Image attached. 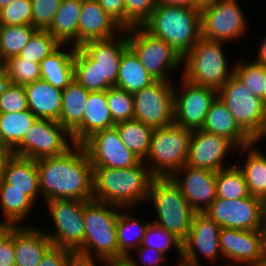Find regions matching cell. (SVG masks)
Returning a JSON list of instances; mask_svg holds the SVG:
<instances>
[{
	"label": "cell",
	"instance_id": "1",
	"mask_svg": "<svg viewBox=\"0 0 266 266\" xmlns=\"http://www.w3.org/2000/svg\"><path fill=\"white\" fill-rule=\"evenodd\" d=\"M43 199L93 200V167L82 145L36 160Z\"/></svg>",
	"mask_w": 266,
	"mask_h": 266
},
{
	"label": "cell",
	"instance_id": "2",
	"mask_svg": "<svg viewBox=\"0 0 266 266\" xmlns=\"http://www.w3.org/2000/svg\"><path fill=\"white\" fill-rule=\"evenodd\" d=\"M154 177L144 161L123 169L93 167V199L120 208H135L147 202Z\"/></svg>",
	"mask_w": 266,
	"mask_h": 266
},
{
	"label": "cell",
	"instance_id": "3",
	"mask_svg": "<svg viewBox=\"0 0 266 266\" xmlns=\"http://www.w3.org/2000/svg\"><path fill=\"white\" fill-rule=\"evenodd\" d=\"M142 27L152 36L164 40L182 57L201 36L199 8H185L159 3Z\"/></svg>",
	"mask_w": 266,
	"mask_h": 266
},
{
	"label": "cell",
	"instance_id": "4",
	"mask_svg": "<svg viewBox=\"0 0 266 266\" xmlns=\"http://www.w3.org/2000/svg\"><path fill=\"white\" fill-rule=\"evenodd\" d=\"M120 208L97 200L84 201V245L79 251L99 261L125 257L118 249L117 221Z\"/></svg>",
	"mask_w": 266,
	"mask_h": 266
},
{
	"label": "cell",
	"instance_id": "5",
	"mask_svg": "<svg viewBox=\"0 0 266 266\" xmlns=\"http://www.w3.org/2000/svg\"><path fill=\"white\" fill-rule=\"evenodd\" d=\"M148 202L156 210L154 224L165 228L182 242L187 238L196 211L190 206L179 186L171 177H154Z\"/></svg>",
	"mask_w": 266,
	"mask_h": 266
},
{
	"label": "cell",
	"instance_id": "6",
	"mask_svg": "<svg viewBox=\"0 0 266 266\" xmlns=\"http://www.w3.org/2000/svg\"><path fill=\"white\" fill-rule=\"evenodd\" d=\"M222 43L201 37L183 56L185 65L181 77L192 84L219 90L234 74L233 67L228 69Z\"/></svg>",
	"mask_w": 266,
	"mask_h": 266
},
{
	"label": "cell",
	"instance_id": "7",
	"mask_svg": "<svg viewBox=\"0 0 266 266\" xmlns=\"http://www.w3.org/2000/svg\"><path fill=\"white\" fill-rule=\"evenodd\" d=\"M192 132L175 123L153 129L144 163L155 177H170L186 164Z\"/></svg>",
	"mask_w": 266,
	"mask_h": 266
},
{
	"label": "cell",
	"instance_id": "8",
	"mask_svg": "<svg viewBox=\"0 0 266 266\" xmlns=\"http://www.w3.org/2000/svg\"><path fill=\"white\" fill-rule=\"evenodd\" d=\"M239 127L253 140L266 137V105L254 95L234 74L218 90Z\"/></svg>",
	"mask_w": 266,
	"mask_h": 266
},
{
	"label": "cell",
	"instance_id": "9",
	"mask_svg": "<svg viewBox=\"0 0 266 266\" xmlns=\"http://www.w3.org/2000/svg\"><path fill=\"white\" fill-rule=\"evenodd\" d=\"M128 46L155 80L172 82L167 76L182 64L183 57L168 43L147 32L142 26L126 29Z\"/></svg>",
	"mask_w": 266,
	"mask_h": 266
},
{
	"label": "cell",
	"instance_id": "10",
	"mask_svg": "<svg viewBox=\"0 0 266 266\" xmlns=\"http://www.w3.org/2000/svg\"><path fill=\"white\" fill-rule=\"evenodd\" d=\"M67 138L70 139L71 144ZM74 145L71 133L58 121L37 119L12 153L37 160L62 155Z\"/></svg>",
	"mask_w": 266,
	"mask_h": 266
},
{
	"label": "cell",
	"instance_id": "11",
	"mask_svg": "<svg viewBox=\"0 0 266 266\" xmlns=\"http://www.w3.org/2000/svg\"><path fill=\"white\" fill-rule=\"evenodd\" d=\"M54 231H44L53 246L79 252L84 245V201L52 199L46 201Z\"/></svg>",
	"mask_w": 266,
	"mask_h": 266
},
{
	"label": "cell",
	"instance_id": "12",
	"mask_svg": "<svg viewBox=\"0 0 266 266\" xmlns=\"http://www.w3.org/2000/svg\"><path fill=\"white\" fill-rule=\"evenodd\" d=\"M237 0H215L200 9L201 36L211 41L238 40L246 33L245 14Z\"/></svg>",
	"mask_w": 266,
	"mask_h": 266
},
{
	"label": "cell",
	"instance_id": "13",
	"mask_svg": "<svg viewBox=\"0 0 266 266\" xmlns=\"http://www.w3.org/2000/svg\"><path fill=\"white\" fill-rule=\"evenodd\" d=\"M134 119L153 128L174 123V84L156 80L133 93Z\"/></svg>",
	"mask_w": 266,
	"mask_h": 266
},
{
	"label": "cell",
	"instance_id": "14",
	"mask_svg": "<svg viewBox=\"0 0 266 266\" xmlns=\"http://www.w3.org/2000/svg\"><path fill=\"white\" fill-rule=\"evenodd\" d=\"M181 82V89L174 85V123L191 131L199 130L212 102L218 96V90L192 84L183 77Z\"/></svg>",
	"mask_w": 266,
	"mask_h": 266
},
{
	"label": "cell",
	"instance_id": "15",
	"mask_svg": "<svg viewBox=\"0 0 266 266\" xmlns=\"http://www.w3.org/2000/svg\"><path fill=\"white\" fill-rule=\"evenodd\" d=\"M204 213L221 228L262 230L261 200L255 196L235 200L216 197Z\"/></svg>",
	"mask_w": 266,
	"mask_h": 266
},
{
	"label": "cell",
	"instance_id": "16",
	"mask_svg": "<svg viewBox=\"0 0 266 266\" xmlns=\"http://www.w3.org/2000/svg\"><path fill=\"white\" fill-rule=\"evenodd\" d=\"M221 227L204 212H196L187 238L182 242V266H201L199 252L205 259L217 261Z\"/></svg>",
	"mask_w": 266,
	"mask_h": 266
},
{
	"label": "cell",
	"instance_id": "17",
	"mask_svg": "<svg viewBox=\"0 0 266 266\" xmlns=\"http://www.w3.org/2000/svg\"><path fill=\"white\" fill-rule=\"evenodd\" d=\"M82 146L89 156L92 167L123 169L135 166L141 162L122 143L115 126L93 134Z\"/></svg>",
	"mask_w": 266,
	"mask_h": 266
},
{
	"label": "cell",
	"instance_id": "18",
	"mask_svg": "<svg viewBox=\"0 0 266 266\" xmlns=\"http://www.w3.org/2000/svg\"><path fill=\"white\" fill-rule=\"evenodd\" d=\"M219 246L222 258L237 265L259 266L266 253L262 230L221 228Z\"/></svg>",
	"mask_w": 266,
	"mask_h": 266
},
{
	"label": "cell",
	"instance_id": "19",
	"mask_svg": "<svg viewBox=\"0 0 266 266\" xmlns=\"http://www.w3.org/2000/svg\"><path fill=\"white\" fill-rule=\"evenodd\" d=\"M237 146L228 138L204 130L192 132L186 164L211 172L224 169L227 152Z\"/></svg>",
	"mask_w": 266,
	"mask_h": 266
},
{
	"label": "cell",
	"instance_id": "20",
	"mask_svg": "<svg viewBox=\"0 0 266 266\" xmlns=\"http://www.w3.org/2000/svg\"><path fill=\"white\" fill-rule=\"evenodd\" d=\"M118 34L109 39L90 40L80 46L99 67L100 91L116 85L122 53L129 47L126 30Z\"/></svg>",
	"mask_w": 266,
	"mask_h": 266
},
{
	"label": "cell",
	"instance_id": "21",
	"mask_svg": "<svg viewBox=\"0 0 266 266\" xmlns=\"http://www.w3.org/2000/svg\"><path fill=\"white\" fill-rule=\"evenodd\" d=\"M170 177L196 212H205L217 197L215 172L185 164Z\"/></svg>",
	"mask_w": 266,
	"mask_h": 266
},
{
	"label": "cell",
	"instance_id": "22",
	"mask_svg": "<svg viewBox=\"0 0 266 266\" xmlns=\"http://www.w3.org/2000/svg\"><path fill=\"white\" fill-rule=\"evenodd\" d=\"M122 30L97 0H82L78 22V47L90 40L115 37Z\"/></svg>",
	"mask_w": 266,
	"mask_h": 266
},
{
	"label": "cell",
	"instance_id": "23",
	"mask_svg": "<svg viewBox=\"0 0 266 266\" xmlns=\"http://www.w3.org/2000/svg\"><path fill=\"white\" fill-rule=\"evenodd\" d=\"M116 124L107 101V90L89 92L82 122L71 132L73 142L82 145L93 134Z\"/></svg>",
	"mask_w": 266,
	"mask_h": 266
},
{
	"label": "cell",
	"instance_id": "24",
	"mask_svg": "<svg viewBox=\"0 0 266 266\" xmlns=\"http://www.w3.org/2000/svg\"><path fill=\"white\" fill-rule=\"evenodd\" d=\"M0 189L21 190L35 202L41 194L36 160L12 155L3 169Z\"/></svg>",
	"mask_w": 266,
	"mask_h": 266
},
{
	"label": "cell",
	"instance_id": "25",
	"mask_svg": "<svg viewBox=\"0 0 266 266\" xmlns=\"http://www.w3.org/2000/svg\"><path fill=\"white\" fill-rule=\"evenodd\" d=\"M14 227V259L16 266H38L53 246L44 230L26 226Z\"/></svg>",
	"mask_w": 266,
	"mask_h": 266
},
{
	"label": "cell",
	"instance_id": "26",
	"mask_svg": "<svg viewBox=\"0 0 266 266\" xmlns=\"http://www.w3.org/2000/svg\"><path fill=\"white\" fill-rule=\"evenodd\" d=\"M28 109L38 119L58 121L63 90L40 79L25 85Z\"/></svg>",
	"mask_w": 266,
	"mask_h": 266
},
{
	"label": "cell",
	"instance_id": "27",
	"mask_svg": "<svg viewBox=\"0 0 266 266\" xmlns=\"http://www.w3.org/2000/svg\"><path fill=\"white\" fill-rule=\"evenodd\" d=\"M201 130L228 138L237 146V149L254 142L239 127L219 96L212 102Z\"/></svg>",
	"mask_w": 266,
	"mask_h": 266
},
{
	"label": "cell",
	"instance_id": "28",
	"mask_svg": "<svg viewBox=\"0 0 266 266\" xmlns=\"http://www.w3.org/2000/svg\"><path fill=\"white\" fill-rule=\"evenodd\" d=\"M61 45L56 51L40 62L41 79L54 87L65 89L74 79V53L75 48L69 52L61 50Z\"/></svg>",
	"mask_w": 266,
	"mask_h": 266
},
{
	"label": "cell",
	"instance_id": "29",
	"mask_svg": "<svg viewBox=\"0 0 266 266\" xmlns=\"http://www.w3.org/2000/svg\"><path fill=\"white\" fill-rule=\"evenodd\" d=\"M155 81L141 64L139 57L128 47L122 53L120 59L119 73L115 87L133 94L150 86Z\"/></svg>",
	"mask_w": 266,
	"mask_h": 266
},
{
	"label": "cell",
	"instance_id": "30",
	"mask_svg": "<svg viewBox=\"0 0 266 266\" xmlns=\"http://www.w3.org/2000/svg\"><path fill=\"white\" fill-rule=\"evenodd\" d=\"M82 0H62L48 30L62 45L73 41L78 47V22Z\"/></svg>",
	"mask_w": 266,
	"mask_h": 266
},
{
	"label": "cell",
	"instance_id": "31",
	"mask_svg": "<svg viewBox=\"0 0 266 266\" xmlns=\"http://www.w3.org/2000/svg\"><path fill=\"white\" fill-rule=\"evenodd\" d=\"M90 91H87L75 79L63 89L62 107L59 124L70 133L82 122L85 105Z\"/></svg>",
	"mask_w": 266,
	"mask_h": 266
},
{
	"label": "cell",
	"instance_id": "32",
	"mask_svg": "<svg viewBox=\"0 0 266 266\" xmlns=\"http://www.w3.org/2000/svg\"><path fill=\"white\" fill-rule=\"evenodd\" d=\"M258 141L240 148L242 153L249 150L244 165L236 164L242 171L244 179L248 187L249 194L258 198H262L266 193V154L260 149H254ZM254 146V147H253Z\"/></svg>",
	"mask_w": 266,
	"mask_h": 266
},
{
	"label": "cell",
	"instance_id": "33",
	"mask_svg": "<svg viewBox=\"0 0 266 266\" xmlns=\"http://www.w3.org/2000/svg\"><path fill=\"white\" fill-rule=\"evenodd\" d=\"M115 127L122 143L141 161H144L150 148V140L154 128L136 119L119 122Z\"/></svg>",
	"mask_w": 266,
	"mask_h": 266
},
{
	"label": "cell",
	"instance_id": "34",
	"mask_svg": "<svg viewBox=\"0 0 266 266\" xmlns=\"http://www.w3.org/2000/svg\"><path fill=\"white\" fill-rule=\"evenodd\" d=\"M38 118L30 110L0 114V142L13 150Z\"/></svg>",
	"mask_w": 266,
	"mask_h": 266
},
{
	"label": "cell",
	"instance_id": "35",
	"mask_svg": "<svg viewBox=\"0 0 266 266\" xmlns=\"http://www.w3.org/2000/svg\"><path fill=\"white\" fill-rule=\"evenodd\" d=\"M126 212L128 211L120 212L117 221L118 249L124 256L132 255L131 251L142 244L145 231L150 223L135 219Z\"/></svg>",
	"mask_w": 266,
	"mask_h": 266
},
{
	"label": "cell",
	"instance_id": "36",
	"mask_svg": "<svg viewBox=\"0 0 266 266\" xmlns=\"http://www.w3.org/2000/svg\"><path fill=\"white\" fill-rule=\"evenodd\" d=\"M216 196L226 200L250 196L246 180L236 163L216 172Z\"/></svg>",
	"mask_w": 266,
	"mask_h": 266
},
{
	"label": "cell",
	"instance_id": "37",
	"mask_svg": "<svg viewBox=\"0 0 266 266\" xmlns=\"http://www.w3.org/2000/svg\"><path fill=\"white\" fill-rule=\"evenodd\" d=\"M34 201L21 190L0 189V206L5 220L12 222L15 226L30 214Z\"/></svg>",
	"mask_w": 266,
	"mask_h": 266
},
{
	"label": "cell",
	"instance_id": "38",
	"mask_svg": "<svg viewBox=\"0 0 266 266\" xmlns=\"http://www.w3.org/2000/svg\"><path fill=\"white\" fill-rule=\"evenodd\" d=\"M36 31L32 25L0 26V55L3 60L17 56Z\"/></svg>",
	"mask_w": 266,
	"mask_h": 266
},
{
	"label": "cell",
	"instance_id": "39",
	"mask_svg": "<svg viewBox=\"0 0 266 266\" xmlns=\"http://www.w3.org/2000/svg\"><path fill=\"white\" fill-rule=\"evenodd\" d=\"M74 79L87 91H100V71L95 61L79 46L74 53Z\"/></svg>",
	"mask_w": 266,
	"mask_h": 266
},
{
	"label": "cell",
	"instance_id": "40",
	"mask_svg": "<svg viewBox=\"0 0 266 266\" xmlns=\"http://www.w3.org/2000/svg\"><path fill=\"white\" fill-rule=\"evenodd\" d=\"M62 44L49 32L37 30L18 54L30 62L39 63Z\"/></svg>",
	"mask_w": 266,
	"mask_h": 266
},
{
	"label": "cell",
	"instance_id": "41",
	"mask_svg": "<svg viewBox=\"0 0 266 266\" xmlns=\"http://www.w3.org/2000/svg\"><path fill=\"white\" fill-rule=\"evenodd\" d=\"M6 81L23 85L41 79L40 64L25 60L19 55L5 61Z\"/></svg>",
	"mask_w": 266,
	"mask_h": 266
},
{
	"label": "cell",
	"instance_id": "42",
	"mask_svg": "<svg viewBox=\"0 0 266 266\" xmlns=\"http://www.w3.org/2000/svg\"><path fill=\"white\" fill-rule=\"evenodd\" d=\"M234 75L249 89L264 101L266 85V66L256 62H237L233 66Z\"/></svg>",
	"mask_w": 266,
	"mask_h": 266
},
{
	"label": "cell",
	"instance_id": "43",
	"mask_svg": "<svg viewBox=\"0 0 266 266\" xmlns=\"http://www.w3.org/2000/svg\"><path fill=\"white\" fill-rule=\"evenodd\" d=\"M141 246L147 248H154L157 251L167 254V251L174 246L176 252L179 253L180 260L178 265L181 264L182 260V241L179 240L175 235L168 232L165 228H162L152 222L149 223Z\"/></svg>",
	"mask_w": 266,
	"mask_h": 266
},
{
	"label": "cell",
	"instance_id": "44",
	"mask_svg": "<svg viewBox=\"0 0 266 266\" xmlns=\"http://www.w3.org/2000/svg\"><path fill=\"white\" fill-rule=\"evenodd\" d=\"M107 101L115 124L134 119L132 93L112 86L107 90Z\"/></svg>",
	"mask_w": 266,
	"mask_h": 266
},
{
	"label": "cell",
	"instance_id": "45",
	"mask_svg": "<svg viewBox=\"0 0 266 266\" xmlns=\"http://www.w3.org/2000/svg\"><path fill=\"white\" fill-rule=\"evenodd\" d=\"M32 0H13L0 9V26L32 25Z\"/></svg>",
	"mask_w": 266,
	"mask_h": 266
},
{
	"label": "cell",
	"instance_id": "46",
	"mask_svg": "<svg viewBox=\"0 0 266 266\" xmlns=\"http://www.w3.org/2000/svg\"><path fill=\"white\" fill-rule=\"evenodd\" d=\"M25 110H29L25 86L6 81L0 91V114Z\"/></svg>",
	"mask_w": 266,
	"mask_h": 266
},
{
	"label": "cell",
	"instance_id": "47",
	"mask_svg": "<svg viewBox=\"0 0 266 266\" xmlns=\"http://www.w3.org/2000/svg\"><path fill=\"white\" fill-rule=\"evenodd\" d=\"M158 4L159 0H125V30L142 26Z\"/></svg>",
	"mask_w": 266,
	"mask_h": 266
},
{
	"label": "cell",
	"instance_id": "48",
	"mask_svg": "<svg viewBox=\"0 0 266 266\" xmlns=\"http://www.w3.org/2000/svg\"><path fill=\"white\" fill-rule=\"evenodd\" d=\"M62 0H32V26L48 31Z\"/></svg>",
	"mask_w": 266,
	"mask_h": 266
},
{
	"label": "cell",
	"instance_id": "49",
	"mask_svg": "<svg viewBox=\"0 0 266 266\" xmlns=\"http://www.w3.org/2000/svg\"><path fill=\"white\" fill-rule=\"evenodd\" d=\"M105 12L125 30V0H97Z\"/></svg>",
	"mask_w": 266,
	"mask_h": 266
},
{
	"label": "cell",
	"instance_id": "50",
	"mask_svg": "<svg viewBox=\"0 0 266 266\" xmlns=\"http://www.w3.org/2000/svg\"><path fill=\"white\" fill-rule=\"evenodd\" d=\"M72 250L52 246L42 257L38 266H65L66 260Z\"/></svg>",
	"mask_w": 266,
	"mask_h": 266
},
{
	"label": "cell",
	"instance_id": "51",
	"mask_svg": "<svg viewBox=\"0 0 266 266\" xmlns=\"http://www.w3.org/2000/svg\"><path fill=\"white\" fill-rule=\"evenodd\" d=\"M134 250L137 251L138 260H140L141 261L140 263L141 264L143 263L144 266L145 265L162 266V263L164 261H167V257L163 253L157 251L154 248H147V247H143L140 245L138 248ZM149 252L155 253V254H152L153 255L152 256L149 254Z\"/></svg>",
	"mask_w": 266,
	"mask_h": 266
},
{
	"label": "cell",
	"instance_id": "52",
	"mask_svg": "<svg viewBox=\"0 0 266 266\" xmlns=\"http://www.w3.org/2000/svg\"><path fill=\"white\" fill-rule=\"evenodd\" d=\"M0 266H16L14 259V228L0 243Z\"/></svg>",
	"mask_w": 266,
	"mask_h": 266
},
{
	"label": "cell",
	"instance_id": "53",
	"mask_svg": "<svg viewBox=\"0 0 266 266\" xmlns=\"http://www.w3.org/2000/svg\"><path fill=\"white\" fill-rule=\"evenodd\" d=\"M97 262L93 256L72 251L65 263V266H96Z\"/></svg>",
	"mask_w": 266,
	"mask_h": 266
},
{
	"label": "cell",
	"instance_id": "54",
	"mask_svg": "<svg viewBox=\"0 0 266 266\" xmlns=\"http://www.w3.org/2000/svg\"><path fill=\"white\" fill-rule=\"evenodd\" d=\"M105 264L108 266H141L139 261L128 255L122 258L106 259Z\"/></svg>",
	"mask_w": 266,
	"mask_h": 266
},
{
	"label": "cell",
	"instance_id": "55",
	"mask_svg": "<svg viewBox=\"0 0 266 266\" xmlns=\"http://www.w3.org/2000/svg\"><path fill=\"white\" fill-rule=\"evenodd\" d=\"M13 155L12 150L6 145L0 142V178L2 177L3 169L7 160Z\"/></svg>",
	"mask_w": 266,
	"mask_h": 266
},
{
	"label": "cell",
	"instance_id": "56",
	"mask_svg": "<svg viewBox=\"0 0 266 266\" xmlns=\"http://www.w3.org/2000/svg\"><path fill=\"white\" fill-rule=\"evenodd\" d=\"M15 227V225L4 219V221H0V243L9 236L12 229Z\"/></svg>",
	"mask_w": 266,
	"mask_h": 266
},
{
	"label": "cell",
	"instance_id": "57",
	"mask_svg": "<svg viewBox=\"0 0 266 266\" xmlns=\"http://www.w3.org/2000/svg\"><path fill=\"white\" fill-rule=\"evenodd\" d=\"M159 3H164L173 6H180L185 8H196L191 0H159Z\"/></svg>",
	"mask_w": 266,
	"mask_h": 266
},
{
	"label": "cell",
	"instance_id": "58",
	"mask_svg": "<svg viewBox=\"0 0 266 266\" xmlns=\"http://www.w3.org/2000/svg\"><path fill=\"white\" fill-rule=\"evenodd\" d=\"M261 42L262 43L259 47V50H258L259 52L257 54L258 56L254 62L266 66V36H265L264 40Z\"/></svg>",
	"mask_w": 266,
	"mask_h": 266
},
{
	"label": "cell",
	"instance_id": "59",
	"mask_svg": "<svg viewBox=\"0 0 266 266\" xmlns=\"http://www.w3.org/2000/svg\"><path fill=\"white\" fill-rule=\"evenodd\" d=\"M215 0H191V3L196 7V8H203L205 6L210 5L213 3Z\"/></svg>",
	"mask_w": 266,
	"mask_h": 266
},
{
	"label": "cell",
	"instance_id": "60",
	"mask_svg": "<svg viewBox=\"0 0 266 266\" xmlns=\"http://www.w3.org/2000/svg\"><path fill=\"white\" fill-rule=\"evenodd\" d=\"M260 200H261L262 216L263 219H266V193L263 195V197Z\"/></svg>",
	"mask_w": 266,
	"mask_h": 266
},
{
	"label": "cell",
	"instance_id": "61",
	"mask_svg": "<svg viewBox=\"0 0 266 266\" xmlns=\"http://www.w3.org/2000/svg\"><path fill=\"white\" fill-rule=\"evenodd\" d=\"M0 78H6L5 77V61L3 60L1 55H0Z\"/></svg>",
	"mask_w": 266,
	"mask_h": 266
},
{
	"label": "cell",
	"instance_id": "62",
	"mask_svg": "<svg viewBox=\"0 0 266 266\" xmlns=\"http://www.w3.org/2000/svg\"><path fill=\"white\" fill-rule=\"evenodd\" d=\"M262 232H263L264 248L266 251V219H263Z\"/></svg>",
	"mask_w": 266,
	"mask_h": 266
},
{
	"label": "cell",
	"instance_id": "63",
	"mask_svg": "<svg viewBox=\"0 0 266 266\" xmlns=\"http://www.w3.org/2000/svg\"><path fill=\"white\" fill-rule=\"evenodd\" d=\"M13 0H0V9L6 5H9Z\"/></svg>",
	"mask_w": 266,
	"mask_h": 266
},
{
	"label": "cell",
	"instance_id": "64",
	"mask_svg": "<svg viewBox=\"0 0 266 266\" xmlns=\"http://www.w3.org/2000/svg\"><path fill=\"white\" fill-rule=\"evenodd\" d=\"M5 82H6V78H0V91L3 85L5 84Z\"/></svg>",
	"mask_w": 266,
	"mask_h": 266
},
{
	"label": "cell",
	"instance_id": "65",
	"mask_svg": "<svg viewBox=\"0 0 266 266\" xmlns=\"http://www.w3.org/2000/svg\"><path fill=\"white\" fill-rule=\"evenodd\" d=\"M259 266H266V253Z\"/></svg>",
	"mask_w": 266,
	"mask_h": 266
},
{
	"label": "cell",
	"instance_id": "66",
	"mask_svg": "<svg viewBox=\"0 0 266 266\" xmlns=\"http://www.w3.org/2000/svg\"><path fill=\"white\" fill-rule=\"evenodd\" d=\"M264 103L266 105V85H265V91H264Z\"/></svg>",
	"mask_w": 266,
	"mask_h": 266
},
{
	"label": "cell",
	"instance_id": "67",
	"mask_svg": "<svg viewBox=\"0 0 266 266\" xmlns=\"http://www.w3.org/2000/svg\"><path fill=\"white\" fill-rule=\"evenodd\" d=\"M225 266H235L234 264L232 265V264H230V262L228 263V265H225Z\"/></svg>",
	"mask_w": 266,
	"mask_h": 266
}]
</instances>
